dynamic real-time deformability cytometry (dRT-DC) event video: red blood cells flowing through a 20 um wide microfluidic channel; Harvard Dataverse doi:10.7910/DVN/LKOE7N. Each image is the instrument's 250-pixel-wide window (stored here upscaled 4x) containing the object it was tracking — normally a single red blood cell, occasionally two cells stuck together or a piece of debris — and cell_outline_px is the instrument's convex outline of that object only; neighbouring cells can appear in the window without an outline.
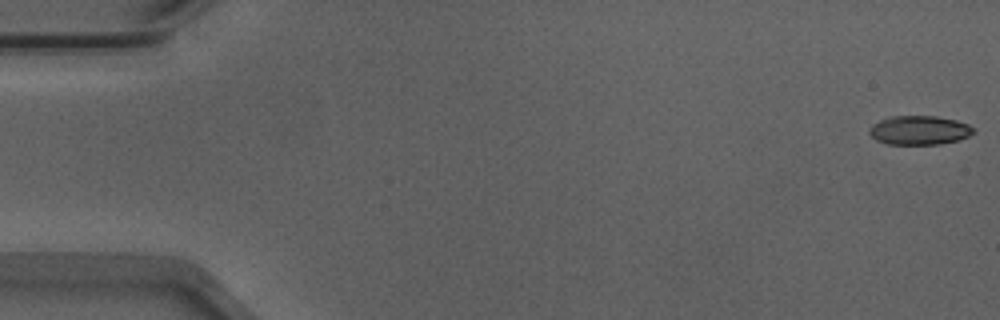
{"species": "Egyptian fruit bat (a non-hibernating species)", "species_latin": "Rousettus aegyptiacus", "temperature_condition": "warm", "stored_images_in_passage": 53, "camera_frame_rate_fps": 3000, "um_per_image_px": 0.085, "animal": {"sex": "male"}, "frame": {"image": 1, "passage_image": 1, "time_ms": 0.0, "image_size_px": [1000, 320], "cell_outline_px": [[976, 132], [968, 136], [956, 140], [940, 144], [888, 144], [876, 140], [868, 132], [868, 128], [872, 124], [880, 120], [892, 116], [936, 116], [956, 120], [968, 124], [976, 128]], "centroid_in_image_um": [78.15, 11.06], "position_along_channel_um": 6.9, "area_um2": 17.69}}
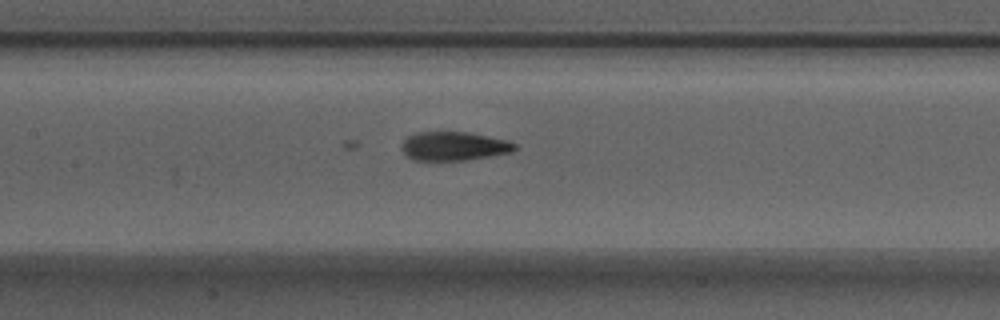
{"frame": {"image": 2, "passage_image": 25, "time_ms": 8.0, "image_size_px": [1000, 320], "cell_outline_px": [[520, 148], [512, 152], [464, 160], [412, 160], [400, 148], [404, 140], [408, 136], [416, 132], [468, 132], [508, 140], [516, 144]], "centroid_in_image_um": [38.6, 12.41], "position_along_channel_um": 168.8, "area_um2": 19.02}}
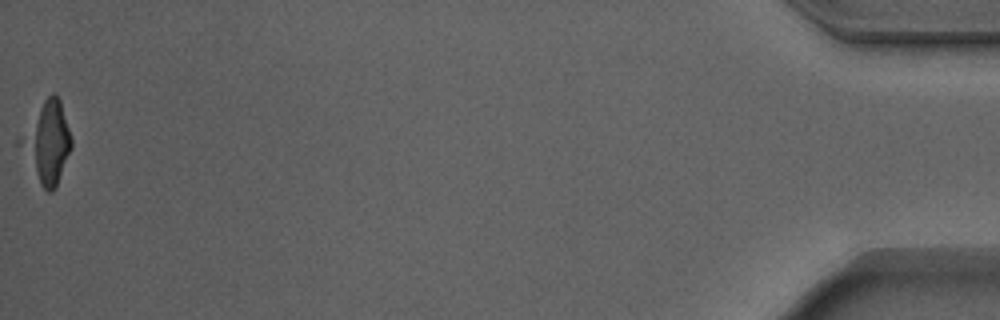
{"frame": {"image": 3, "passage_image": 53, "time_ms": 17.333, "image_size_px": [1000, 320], "cell_outline_px": [[72, 148], [56, 188], [52, 192], [48, 192], [40, 184], [36, 172], [28, 144], [28, 140], [40, 108], [44, 100], [52, 92], [60, 100], [72, 140]], "centroid_in_image_um": [4.27, 12.14], "position_along_channel_um": 430.9, "area_um2": 20.35}}